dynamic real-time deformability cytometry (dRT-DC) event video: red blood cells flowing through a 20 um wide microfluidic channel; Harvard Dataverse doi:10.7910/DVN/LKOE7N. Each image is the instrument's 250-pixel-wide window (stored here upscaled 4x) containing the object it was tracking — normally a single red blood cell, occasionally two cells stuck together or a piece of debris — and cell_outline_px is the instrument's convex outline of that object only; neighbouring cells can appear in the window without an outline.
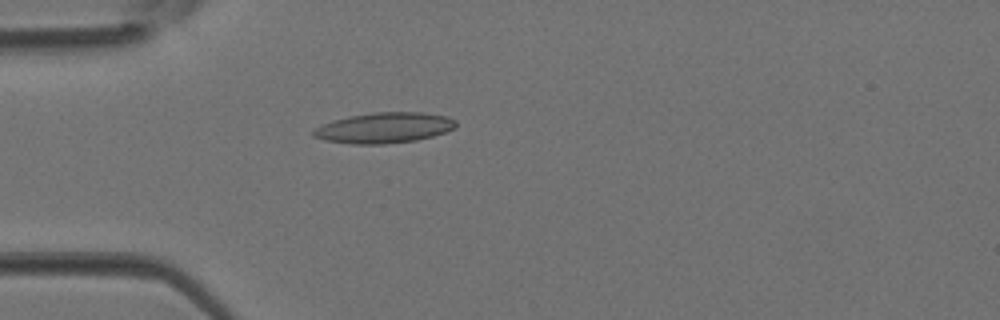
{"species": "Egyptian fruit bat (a non-hibernating species)", "species_latin": "Rousettus aegyptiacus", "temperature_condition": "room temperature", "stored_images_in_passage": 4, "camera_frame_rate_fps": 3000, "um_per_image_px": 0.085, "animal": {"sex": "female"}, "frame": {"image": 1, "passage_image": 4, "time_ms": 1.0, "image_size_px": [1000, 320], "cell_outline_px": [[456, 128], [432, 136], [416, 140], [384, 144], [352, 144], [324, 140], [312, 136], [312, 132], [316, 128], [332, 120], [348, 116], [372, 112], [424, 112], [444, 116], [456, 120]], "centroid_in_image_um": [32.64, 10.86], "position_along_channel_um": 52.4, "area_um2": 25.37}}